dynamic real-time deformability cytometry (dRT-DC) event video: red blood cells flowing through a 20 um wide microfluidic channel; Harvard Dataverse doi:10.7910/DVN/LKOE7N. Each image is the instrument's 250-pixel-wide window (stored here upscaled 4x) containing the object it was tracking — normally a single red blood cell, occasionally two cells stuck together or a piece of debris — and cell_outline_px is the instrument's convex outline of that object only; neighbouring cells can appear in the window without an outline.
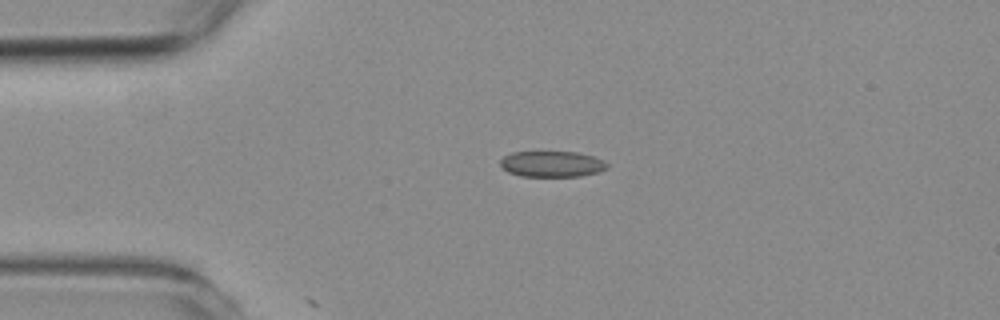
{"species": "common noctule bat (a hibernating species)", "species_latin": "Nyctalus noctula", "temperature_condition": "room temperature", "stored_images_in_passage": 7, "camera_frame_rate_fps": 3000, "um_per_image_px": 0.085, "animal": {"sex": "female", "body_mass_g": 19.3, "forearm_length_mm": 54.1}, "frame": {"image": 1, "passage_image": 1, "time_ms": 0.0, "image_size_px": [1000, 320], "cell_outline_px": [[608, 168], [596, 172], [580, 176], [520, 176], [508, 172], [500, 164], [500, 160], [504, 156], [512, 152], [576, 152], [592, 156], [604, 160], [608, 164]], "centroid_in_image_um": [46.91, 13.94], "position_along_channel_um": 38.1, "area_um2": 16.01}}
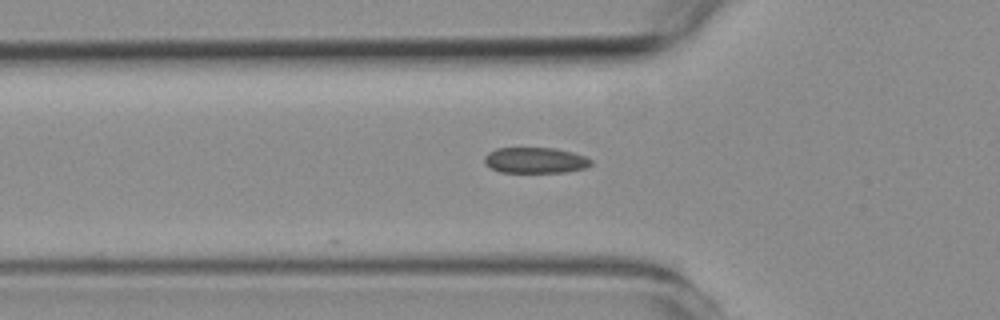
{"frame": {"image": 2, "passage_image": 7, "time_ms": 2.0, "image_size_px": [1000, 320], "cell_outline_px": [[592, 164], [584, 168], [568, 172], [500, 172], [492, 168], [484, 160], [484, 156], [488, 152], [496, 148], [552, 148], [572, 152], [584, 156], [592, 160]], "centroid_in_image_um": [45.51, 13.62], "position_along_channel_um": 80.3, "area_um2": 15.9}}